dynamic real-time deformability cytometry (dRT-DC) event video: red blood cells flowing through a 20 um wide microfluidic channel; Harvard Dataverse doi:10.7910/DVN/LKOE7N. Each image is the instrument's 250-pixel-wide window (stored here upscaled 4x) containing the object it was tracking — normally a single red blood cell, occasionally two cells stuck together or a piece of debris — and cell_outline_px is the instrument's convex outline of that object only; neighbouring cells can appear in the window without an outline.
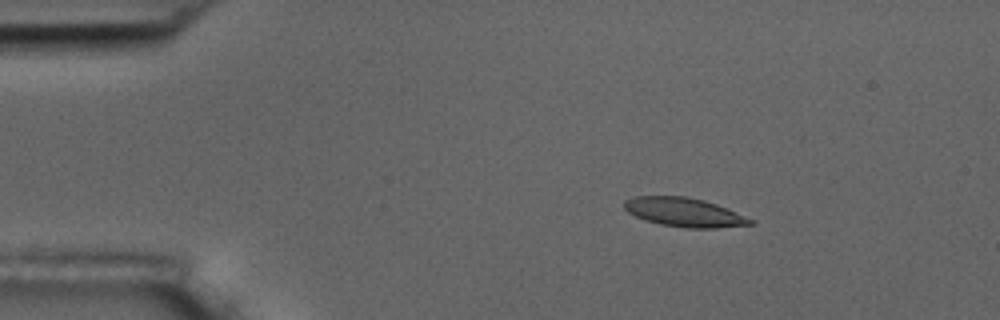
{"species": "common noctule bat (a hibernating species)", "species_latin": "Nyctalus noctula", "temperature_condition": "room temperature", "stored_images_in_passage": 5, "camera_frame_rate_fps": 3000, "um_per_image_px": 0.085, "animal": {"sex": "male", "body_mass_g": 17.5, "forearm_length_mm": 52.3}, "frame": {"image": 1, "passage_image": 2, "time_ms": 1.333, "image_size_px": [1000, 320], "cell_outline_px": [[756, 224], [716, 228], [688, 228], [660, 224], [636, 216], [628, 212], [624, 208], [624, 200], [636, 196], [684, 196], [704, 200], [716, 204], [756, 220]], "centroid_in_image_um": [58.21, 18.04], "position_along_channel_um": 26.8, "area_um2": 21.21}}